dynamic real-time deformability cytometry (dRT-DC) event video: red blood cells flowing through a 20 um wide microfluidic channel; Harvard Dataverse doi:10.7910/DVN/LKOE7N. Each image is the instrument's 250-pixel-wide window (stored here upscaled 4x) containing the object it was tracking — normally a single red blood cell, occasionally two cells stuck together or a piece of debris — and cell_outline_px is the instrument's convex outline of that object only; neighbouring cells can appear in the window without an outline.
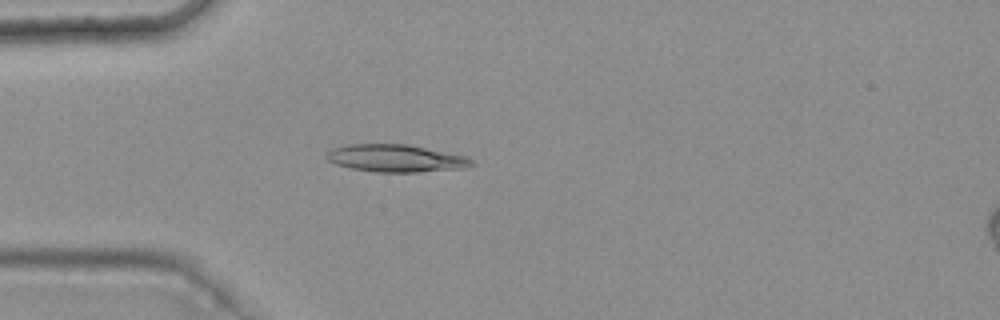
{"species": "common noctule bat (a hibernating species)", "species_latin": "Nyctalus noctula", "temperature_condition": "warm", "stored_images_in_passage": 3, "camera_frame_rate_fps": 3000, "um_per_image_px": 0.085, "animal": {"sex": "female", "body_mass_g": 25.1}, "frame": {"image": 1, "passage_image": 3, "time_ms": 0.667, "image_size_px": [1000, 320], "cell_outline_px": [[476, 164], [464, 168], [416, 172], [376, 172], [352, 168], [336, 164], [328, 160], [324, 156], [332, 148], [352, 144], [408, 144], [464, 156], [472, 160]], "centroid_in_image_um": [33.63, 13.45], "position_along_channel_um": 51.4, "area_um2": 23.0}}